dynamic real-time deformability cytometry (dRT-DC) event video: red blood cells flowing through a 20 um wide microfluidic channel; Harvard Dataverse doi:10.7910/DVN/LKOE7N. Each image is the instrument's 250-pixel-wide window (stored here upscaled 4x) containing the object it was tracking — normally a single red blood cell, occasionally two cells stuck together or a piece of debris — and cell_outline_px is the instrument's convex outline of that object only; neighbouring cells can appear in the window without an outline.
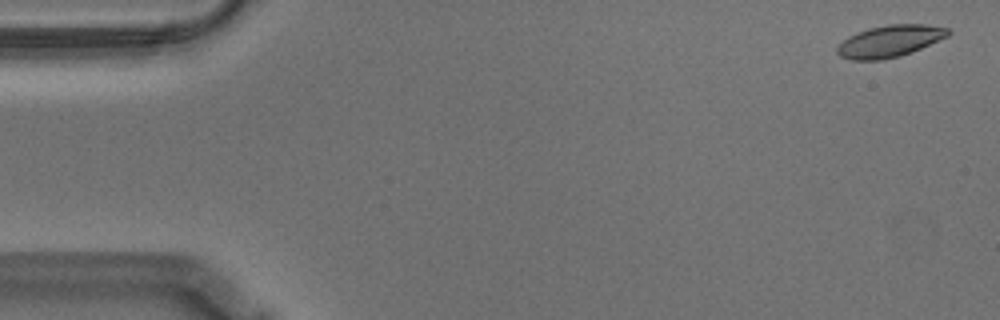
{"species": "Egyptian fruit bat (a non-hibernating species)", "species_latin": "Rousettus aegyptiacus", "temperature_condition": "warm", "stored_images_in_passage": 57, "camera_frame_rate_fps": 3000, "um_per_image_px": 0.085, "animal": {"sex": "male"}, "frame": {"image": 1, "passage_image": 2, "time_ms": 0.333, "image_size_px": [1000, 320], "cell_outline_px": [[952, 32], [948, 36], [912, 52], [900, 56], [880, 60], [852, 60], [840, 56], [836, 52], [836, 48], [848, 36], [868, 28], [888, 24], [924, 24], [948, 28]], "centroid_in_image_um": [75.63, 3.5], "position_along_channel_um": 9.4, "area_um2": 20.58}}
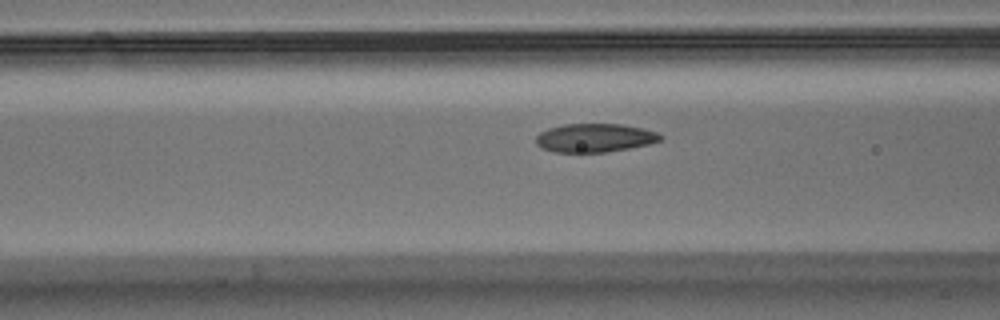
{"frame": {"image": 2, "passage_image": 22, "time_ms": 7.0, "image_size_px": [1000, 320], "cell_outline_px": [[664, 136], [660, 140], [648, 144], [608, 152], [556, 152], [540, 148], [536, 144], [536, 136], [540, 132], [548, 128], [564, 124], [620, 124], [644, 128], [656, 132]], "centroid_in_image_um": [50.53, 11.71], "position_along_channel_um": 116.1, "area_um2": 20.75}}
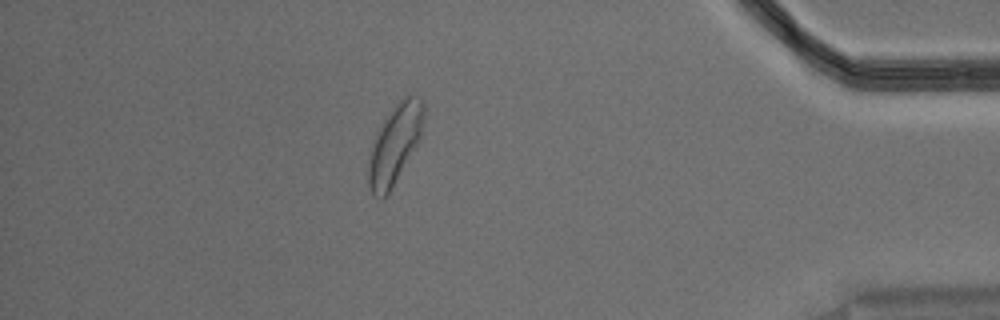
{"frame": {"image": 3, "passage_image": 50, "time_ms": 16.333, "image_size_px": [1000, 320], "cell_outline_px": [[424, 112], [420, 136], [416, 144], [388, 192], [384, 196], [372, 196], [368, 184], [368, 160], [372, 144], [376, 132], [380, 124], [392, 108], [404, 96], [412, 92], [420, 96], [424, 104]], "centroid_in_image_um": [33.54, 12.17], "position_along_channel_um": 401.7, "area_um2": 24.97}, "authors_computed_cell_mechanics": {"area_um2": 21.2704, "velocity_mm_per_s": 3.5215, "shape_relaxation_time_tau1_ms": 3.3513, "shape_relaxation_time_tau2_ms": 1.9334, "deformation_change_tau1": 0.1107, "deformation_change_tau2": 0.0631}}